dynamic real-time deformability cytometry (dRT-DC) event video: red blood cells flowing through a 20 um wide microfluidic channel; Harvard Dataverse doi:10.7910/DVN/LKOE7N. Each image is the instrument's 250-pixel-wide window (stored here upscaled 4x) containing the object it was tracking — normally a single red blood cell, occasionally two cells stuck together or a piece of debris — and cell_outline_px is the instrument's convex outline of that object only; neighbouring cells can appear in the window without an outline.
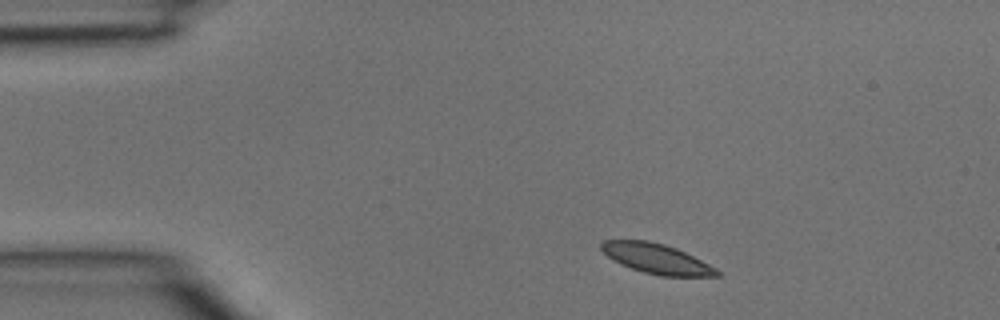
{"species": "common noctule bat (a hibernating species)", "species_latin": "Nyctalus noctula", "temperature_condition": "room temperature", "stored_images_in_passage": 34, "camera_frame_rate_fps": 3000, "um_per_image_px": 0.085, "animal": {"sex": "male", "body_mass_g": 15.6}, "frame": {"image": 1, "passage_image": 1, "time_ms": 0.0, "image_size_px": [1000, 320], "cell_outline_px": [[720, 276], [660, 276], [644, 272], [620, 264], [612, 260], [600, 248], [600, 244], [604, 240], [648, 240], [664, 244], [676, 248], [716, 268], [720, 272]], "centroid_in_image_um": [55.78, 21.98], "position_along_channel_um": 29.2, "area_um2": 20.0}}
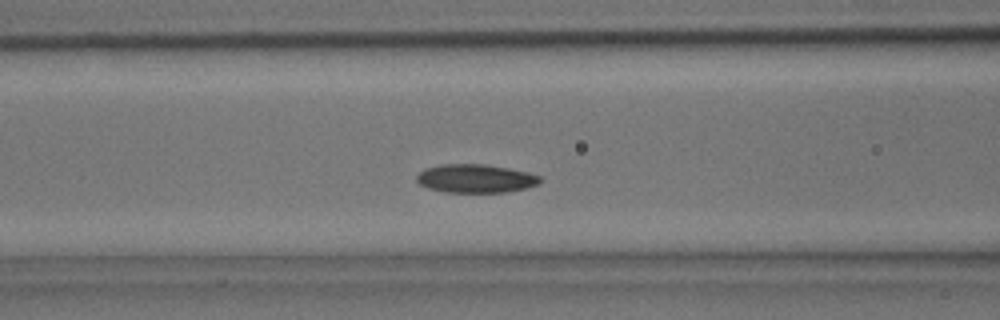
{"frame": {"image": 2, "passage_image": 10, "time_ms": 3.0, "image_size_px": [1000, 320], "cell_outline_px": [[544, 180], [528, 188], [508, 192], [444, 192], [428, 188], [420, 184], [416, 180], [416, 176], [424, 168], [440, 164], [484, 164], [508, 168], [528, 172], [540, 176]], "centroid_in_image_um": [40.43, 15.17], "position_along_channel_um": 126.2, "area_um2": 20.63}}
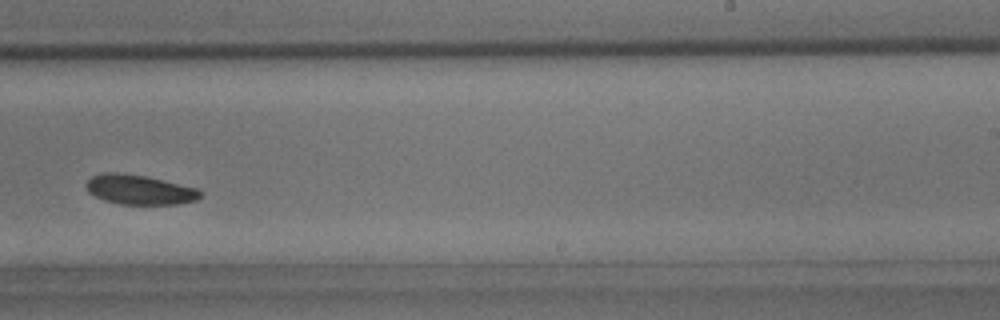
{"frame": {"image": 3, "passage_image": 19, "time_ms": 6.0, "image_size_px": [1000, 320], "cell_outline_px": [[204, 192], [196, 200], [180, 204], [120, 204], [104, 200], [88, 192], [88, 180], [92, 176], [100, 172], [116, 172], [144, 176], [196, 188]], "centroid_in_image_um": [11.86, 16.12], "position_along_channel_um": 277.1, "area_um2": 19.48}}